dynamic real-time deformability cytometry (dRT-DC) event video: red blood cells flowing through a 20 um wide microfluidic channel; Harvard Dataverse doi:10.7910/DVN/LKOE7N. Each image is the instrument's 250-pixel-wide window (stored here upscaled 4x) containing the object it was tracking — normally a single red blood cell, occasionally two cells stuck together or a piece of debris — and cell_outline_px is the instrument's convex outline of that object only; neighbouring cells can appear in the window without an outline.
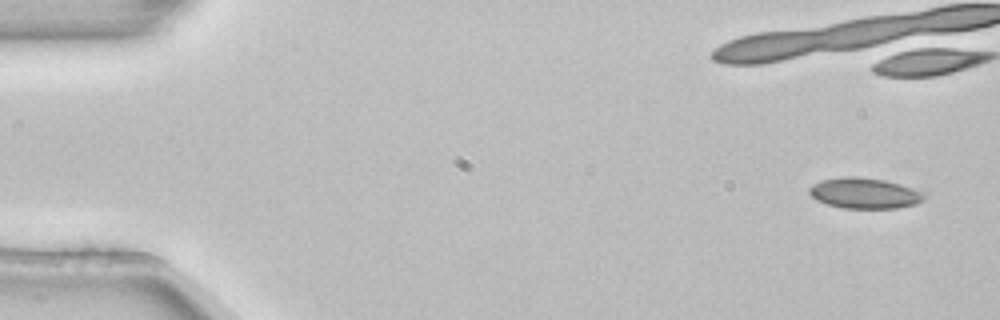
{"species": "common noctule bat (a hibernating species)", "species_latin": "Nyctalus noctula", "temperature_condition": "room temperature", "stored_images_in_passage": 7, "camera_frame_rate_fps": 3000, "um_per_image_px": 0.085, "animal": {"sex": "female", "body_mass_g": 22.7, "forearm_length_mm": 54.2}, "frame": {"image": 1, "passage_image": 1, "time_ms": 0.0, "image_size_px": [1000, 320], "cell_outline_px": [[928, 196], [924, 200], [916, 204], [896, 208], [844, 208], [828, 204], [816, 200], [808, 192], [808, 188], [812, 184], [820, 180], [840, 176], [856, 176], [884, 180], [900, 184], [924, 192]], "centroid_in_image_um": [73.48, 16.41], "position_along_channel_um": 11.5, "area_um2": 20.75}}